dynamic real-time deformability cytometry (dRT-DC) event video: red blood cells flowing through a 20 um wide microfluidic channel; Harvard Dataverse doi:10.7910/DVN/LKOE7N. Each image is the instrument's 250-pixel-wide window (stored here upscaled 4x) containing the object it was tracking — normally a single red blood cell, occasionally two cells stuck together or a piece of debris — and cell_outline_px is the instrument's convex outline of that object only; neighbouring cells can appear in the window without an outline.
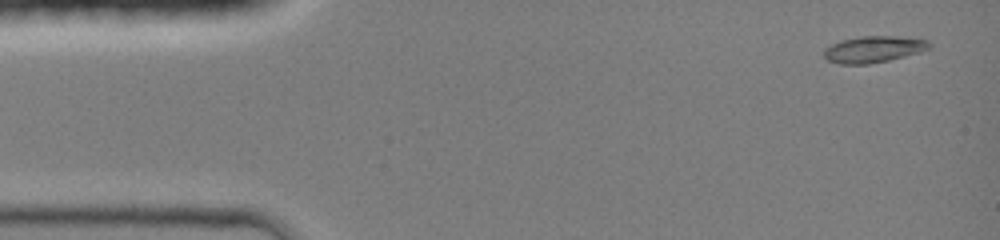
{"species": "common noctule bat (a hibernating species)", "species_latin": "Nyctalus noctula", "temperature_condition": "room temperature", "stored_images_in_passage": 44, "camera_frame_rate_fps": 3000, "um_per_image_px": 0.085, "animal": {"sex": "female", "body_mass_g": 19.0, "forearm_length_mm": 51.5}, "frame": {"image": 1, "passage_image": 2, "time_ms": 0.333, "image_size_px": [1000, 240], "cell_outline_px": [[932, 48], [920, 52], [888, 60], [868, 64], [840, 64], [828, 60], [824, 56], [824, 48], [840, 40], [864, 36], [896, 36], [928, 40], [932, 44]], "centroid_in_image_um": [74.27, 4.18], "position_along_channel_um": 10.7, "area_um2": 16.24}}
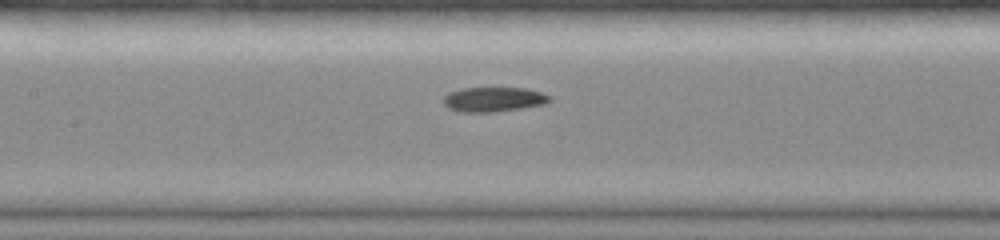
{"frame": {"image": 2, "passage_image": 20, "time_ms": 6.333, "image_size_px": [1000, 240], "cell_outline_px": [[552, 100], [548, 104], [496, 112], [460, 112], [448, 108], [444, 104], [444, 96], [448, 92], [460, 88], [528, 88], [552, 96]], "centroid_in_image_um": [41.99, 8.45], "position_along_channel_um": 165.4, "area_um2": 15.55}}
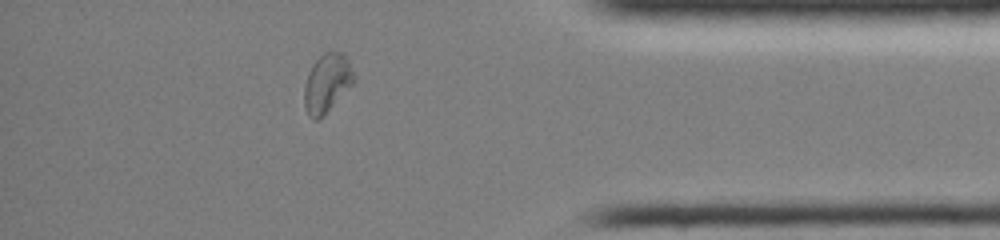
{"frame": {"image": 3, "passage_image": 38, "time_ms": 12.333, "image_size_px": [1000, 240], "cell_outline_px": [[356, 76], [352, 84], [316, 120], [312, 120], [308, 116], [304, 104], [304, 88], [308, 72], [312, 64], [324, 52], [340, 52], [348, 60]], "centroid_in_image_um": [27.77, 7.02], "position_along_channel_um": 407.4, "area_um2": 16.42}}